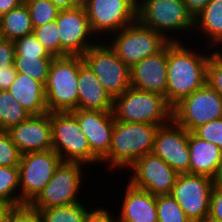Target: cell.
Here are the masks:
<instances>
[{"label":"cell","instance_id":"1","mask_svg":"<svg viewBox=\"0 0 222 222\" xmlns=\"http://www.w3.org/2000/svg\"><path fill=\"white\" fill-rule=\"evenodd\" d=\"M180 42L167 44L166 100L172 107L207 82L210 59V54L201 55Z\"/></svg>","mask_w":222,"mask_h":222},{"label":"cell","instance_id":"2","mask_svg":"<svg viewBox=\"0 0 222 222\" xmlns=\"http://www.w3.org/2000/svg\"><path fill=\"white\" fill-rule=\"evenodd\" d=\"M161 125L116 121L108 155L101 161L109 168H129L137 159L153 151L155 134Z\"/></svg>","mask_w":222,"mask_h":222},{"label":"cell","instance_id":"3","mask_svg":"<svg viewBox=\"0 0 222 222\" xmlns=\"http://www.w3.org/2000/svg\"><path fill=\"white\" fill-rule=\"evenodd\" d=\"M112 113L116 121L126 123L165 125L173 120V107L166 97L134 87L114 99Z\"/></svg>","mask_w":222,"mask_h":222},{"label":"cell","instance_id":"4","mask_svg":"<svg viewBox=\"0 0 222 222\" xmlns=\"http://www.w3.org/2000/svg\"><path fill=\"white\" fill-rule=\"evenodd\" d=\"M82 56L54 57L45 84L48 112L78 109L79 68Z\"/></svg>","mask_w":222,"mask_h":222},{"label":"cell","instance_id":"5","mask_svg":"<svg viewBox=\"0 0 222 222\" xmlns=\"http://www.w3.org/2000/svg\"><path fill=\"white\" fill-rule=\"evenodd\" d=\"M137 19L169 42H179L169 32L194 30V17L183 0H138Z\"/></svg>","mask_w":222,"mask_h":222},{"label":"cell","instance_id":"6","mask_svg":"<svg viewBox=\"0 0 222 222\" xmlns=\"http://www.w3.org/2000/svg\"><path fill=\"white\" fill-rule=\"evenodd\" d=\"M52 149L64 162H78L87 166L100 164L92 155L87 137L71 111L50 112Z\"/></svg>","mask_w":222,"mask_h":222},{"label":"cell","instance_id":"7","mask_svg":"<svg viewBox=\"0 0 222 222\" xmlns=\"http://www.w3.org/2000/svg\"><path fill=\"white\" fill-rule=\"evenodd\" d=\"M109 46L131 68L148 56L161 51L169 41L159 32L143 25L138 19L114 33Z\"/></svg>","mask_w":222,"mask_h":222},{"label":"cell","instance_id":"8","mask_svg":"<svg viewBox=\"0 0 222 222\" xmlns=\"http://www.w3.org/2000/svg\"><path fill=\"white\" fill-rule=\"evenodd\" d=\"M82 58L113 99L131 87L130 68L105 41L91 46Z\"/></svg>","mask_w":222,"mask_h":222},{"label":"cell","instance_id":"9","mask_svg":"<svg viewBox=\"0 0 222 222\" xmlns=\"http://www.w3.org/2000/svg\"><path fill=\"white\" fill-rule=\"evenodd\" d=\"M61 162V157L53 149L21 155L18 166L20 206L30 204L38 196Z\"/></svg>","mask_w":222,"mask_h":222},{"label":"cell","instance_id":"10","mask_svg":"<svg viewBox=\"0 0 222 222\" xmlns=\"http://www.w3.org/2000/svg\"><path fill=\"white\" fill-rule=\"evenodd\" d=\"M84 164L64 162L56 168L52 179L29 204L35 210L79 203L78 191L81 188ZM82 181V182H81Z\"/></svg>","mask_w":222,"mask_h":222},{"label":"cell","instance_id":"11","mask_svg":"<svg viewBox=\"0 0 222 222\" xmlns=\"http://www.w3.org/2000/svg\"><path fill=\"white\" fill-rule=\"evenodd\" d=\"M221 118L222 96L207 82L173 107V120L189 132Z\"/></svg>","mask_w":222,"mask_h":222},{"label":"cell","instance_id":"12","mask_svg":"<svg viewBox=\"0 0 222 222\" xmlns=\"http://www.w3.org/2000/svg\"><path fill=\"white\" fill-rule=\"evenodd\" d=\"M82 5L94 36L116 33L137 20L138 0H82Z\"/></svg>","mask_w":222,"mask_h":222},{"label":"cell","instance_id":"13","mask_svg":"<svg viewBox=\"0 0 222 222\" xmlns=\"http://www.w3.org/2000/svg\"><path fill=\"white\" fill-rule=\"evenodd\" d=\"M214 187L212 178L197 174H179L171 196L183 209L191 222L209 215L210 199Z\"/></svg>","mask_w":222,"mask_h":222},{"label":"cell","instance_id":"14","mask_svg":"<svg viewBox=\"0 0 222 222\" xmlns=\"http://www.w3.org/2000/svg\"><path fill=\"white\" fill-rule=\"evenodd\" d=\"M60 37V57L82 56L97 42L91 31L88 17L83 5L76 8L60 10L56 18ZM88 40V41H87Z\"/></svg>","mask_w":222,"mask_h":222},{"label":"cell","instance_id":"15","mask_svg":"<svg viewBox=\"0 0 222 222\" xmlns=\"http://www.w3.org/2000/svg\"><path fill=\"white\" fill-rule=\"evenodd\" d=\"M128 169L133 172L129 183L155 196L171 194L179 175L153 152L137 159Z\"/></svg>","mask_w":222,"mask_h":222},{"label":"cell","instance_id":"16","mask_svg":"<svg viewBox=\"0 0 222 222\" xmlns=\"http://www.w3.org/2000/svg\"><path fill=\"white\" fill-rule=\"evenodd\" d=\"M189 131L174 120L159 126L153 153L165 161L178 174H190Z\"/></svg>","mask_w":222,"mask_h":222},{"label":"cell","instance_id":"17","mask_svg":"<svg viewBox=\"0 0 222 222\" xmlns=\"http://www.w3.org/2000/svg\"><path fill=\"white\" fill-rule=\"evenodd\" d=\"M71 112L87 137L92 155L101 163L110 151L115 123L112 111L75 109Z\"/></svg>","mask_w":222,"mask_h":222},{"label":"cell","instance_id":"18","mask_svg":"<svg viewBox=\"0 0 222 222\" xmlns=\"http://www.w3.org/2000/svg\"><path fill=\"white\" fill-rule=\"evenodd\" d=\"M21 154L52 149L50 112L31 115L27 120L7 130Z\"/></svg>","mask_w":222,"mask_h":222},{"label":"cell","instance_id":"19","mask_svg":"<svg viewBox=\"0 0 222 222\" xmlns=\"http://www.w3.org/2000/svg\"><path fill=\"white\" fill-rule=\"evenodd\" d=\"M131 87L166 97L167 45L130 68Z\"/></svg>","mask_w":222,"mask_h":222},{"label":"cell","instance_id":"20","mask_svg":"<svg viewBox=\"0 0 222 222\" xmlns=\"http://www.w3.org/2000/svg\"><path fill=\"white\" fill-rule=\"evenodd\" d=\"M122 207L117 222H158L156 196L136 188L129 182L125 187Z\"/></svg>","mask_w":222,"mask_h":222},{"label":"cell","instance_id":"21","mask_svg":"<svg viewBox=\"0 0 222 222\" xmlns=\"http://www.w3.org/2000/svg\"><path fill=\"white\" fill-rule=\"evenodd\" d=\"M78 86V109L113 110L114 99L85 63L79 68Z\"/></svg>","mask_w":222,"mask_h":222},{"label":"cell","instance_id":"22","mask_svg":"<svg viewBox=\"0 0 222 222\" xmlns=\"http://www.w3.org/2000/svg\"><path fill=\"white\" fill-rule=\"evenodd\" d=\"M8 90L31 115H42L48 112L45 86L41 82L17 72L15 81Z\"/></svg>","mask_w":222,"mask_h":222},{"label":"cell","instance_id":"23","mask_svg":"<svg viewBox=\"0 0 222 222\" xmlns=\"http://www.w3.org/2000/svg\"><path fill=\"white\" fill-rule=\"evenodd\" d=\"M190 174L213 177L222 158V150L214 143L189 132Z\"/></svg>","mask_w":222,"mask_h":222},{"label":"cell","instance_id":"24","mask_svg":"<svg viewBox=\"0 0 222 222\" xmlns=\"http://www.w3.org/2000/svg\"><path fill=\"white\" fill-rule=\"evenodd\" d=\"M196 29L207 36L209 48L222 45V0H211L194 17V31Z\"/></svg>","mask_w":222,"mask_h":222},{"label":"cell","instance_id":"25","mask_svg":"<svg viewBox=\"0 0 222 222\" xmlns=\"http://www.w3.org/2000/svg\"><path fill=\"white\" fill-rule=\"evenodd\" d=\"M33 29L30 12L25 2L0 17V38L2 39L15 41L33 34Z\"/></svg>","mask_w":222,"mask_h":222},{"label":"cell","instance_id":"26","mask_svg":"<svg viewBox=\"0 0 222 222\" xmlns=\"http://www.w3.org/2000/svg\"><path fill=\"white\" fill-rule=\"evenodd\" d=\"M53 59L54 56L15 55L14 64L17 72L26 74L45 86Z\"/></svg>","mask_w":222,"mask_h":222},{"label":"cell","instance_id":"27","mask_svg":"<svg viewBox=\"0 0 222 222\" xmlns=\"http://www.w3.org/2000/svg\"><path fill=\"white\" fill-rule=\"evenodd\" d=\"M30 116L31 114L15 100L9 90L0 91V130L7 131Z\"/></svg>","mask_w":222,"mask_h":222},{"label":"cell","instance_id":"28","mask_svg":"<svg viewBox=\"0 0 222 222\" xmlns=\"http://www.w3.org/2000/svg\"><path fill=\"white\" fill-rule=\"evenodd\" d=\"M88 211L83 202L38 210L42 222H83Z\"/></svg>","mask_w":222,"mask_h":222},{"label":"cell","instance_id":"29","mask_svg":"<svg viewBox=\"0 0 222 222\" xmlns=\"http://www.w3.org/2000/svg\"><path fill=\"white\" fill-rule=\"evenodd\" d=\"M18 166H0V201L20 206ZM17 192V193H16Z\"/></svg>","mask_w":222,"mask_h":222},{"label":"cell","instance_id":"30","mask_svg":"<svg viewBox=\"0 0 222 222\" xmlns=\"http://www.w3.org/2000/svg\"><path fill=\"white\" fill-rule=\"evenodd\" d=\"M158 222H191L171 194L156 196Z\"/></svg>","mask_w":222,"mask_h":222},{"label":"cell","instance_id":"31","mask_svg":"<svg viewBox=\"0 0 222 222\" xmlns=\"http://www.w3.org/2000/svg\"><path fill=\"white\" fill-rule=\"evenodd\" d=\"M27 5L33 28L56 20L59 9L49 0H24Z\"/></svg>","mask_w":222,"mask_h":222},{"label":"cell","instance_id":"32","mask_svg":"<svg viewBox=\"0 0 222 222\" xmlns=\"http://www.w3.org/2000/svg\"><path fill=\"white\" fill-rule=\"evenodd\" d=\"M33 35L54 57H60V37L56 20L33 29Z\"/></svg>","mask_w":222,"mask_h":222},{"label":"cell","instance_id":"33","mask_svg":"<svg viewBox=\"0 0 222 222\" xmlns=\"http://www.w3.org/2000/svg\"><path fill=\"white\" fill-rule=\"evenodd\" d=\"M21 152L12 142L9 133L0 130V166H19Z\"/></svg>","mask_w":222,"mask_h":222},{"label":"cell","instance_id":"34","mask_svg":"<svg viewBox=\"0 0 222 222\" xmlns=\"http://www.w3.org/2000/svg\"><path fill=\"white\" fill-rule=\"evenodd\" d=\"M15 55L52 56L33 35H27L14 41Z\"/></svg>","mask_w":222,"mask_h":222},{"label":"cell","instance_id":"35","mask_svg":"<svg viewBox=\"0 0 222 222\" xmlns=\"http://www.w3.org/2000/svg\"><path fill=\"white\" fill-rule=\"evenodd\" d=\"M207 65V83L222 96V52H211Z\"/></svg>","mask_w":222,"mask_h":222},{"label":"cell","instance_id":"36","mask_svg":"<svg viewBox=\"0 0 222 222\" xmlns=\"http://www.w3.org/2000/svg\"><path fill=\"white\" fill-rule=\"evenodd\" d=\"M192 132L198 138L214 143L222 150V118L200 125Z\"/></svg>","mask_w":222,"mask_h":222},{"label":"cell","instance_id":"37","mask_svg":"<svg viewBox=\"0 0 222 222\" xmlns=\"http://www.w3.org/2000/svg\"><path fill=\"white\" fill-rule=\"evenodd\" d=\"M7 222H42L39 212L29 204L13 207Z\"/></svg>","mask_w":222,"mask_h":222},{"label":"cell","instance_id":"38","mask_svg":"<svg viewBox=\"0 0 222 222\" xmlns=\"http://www.w3.org/2000/svg\"><path fill=\"white\" fill-rule=\"evenodd\" d=\"M14 41L0 38V70L14 64Z\"/></svg>","mask_w":222,"mask_h":222},{"label":"cell","instance_id":"39","mask_svg":"<svg viewBox=\"0 0 222 222\" xmlns=\"http://www.w3.org/2000/svg\"><path fill=\"white\" fill-rule=\"evenodd\" d=\"M209 216L222 221V186L214 185L212 189Z\"/></svg>","mask_w":222,"mask_h":222},{"label":"cell","instance_id":"40","mask_svg":"<svg viewBox=\"0 0 222 222\" xmlns=\"http://www.w3.org/2000/svg\"><path fill=\"white\" fill-rule=\"evenodd\" d=\"M112 215V216H111ZM115 217L111 214L107 209L96 207V209H90L84 219L83 222H114Z\"/></svg>","mask_w":222,"mask_h":222},{"label":"cell","instance_id":"41","mask_svg":"<svg viewBox=\"0 0 222 222\" xmlns=\"http://www.w3.org/2000/svg\"><path fill=\"white\" fill-rule=\"evenodd\" d=\"M17 71L15 64L5 67L0 70V91H5L10 88L12 83L15 81Z\"/></svg>","mask_w":222,"mask_h":222},{"label":"cell","instance_id":"42","mask_svg":"<svg viewBox=\"0 0 222 222\" xmlns=\"http://www.w3.org/2000/svg\"><path fill=\"white\" fill-rule=\"evenodd\" d=\"M193 17L200 13L211 0H183Z\"/></svg>","mask_w":222,"mask_h":222},{"label":"cell","instance_id":"43","mask_svg":"<svg viewBox=\"0 0 222 222\" xmlns=\"http://www.w3.org/2000/svg\"><path fill=\"white\" fill-rule=\"evenodd\" d=\"M59 10L72 9L82 5V0H49Z\"/></svg>","mask_w":222,"mask_h":222},{"label":"cell","instance_id":"44","mask_svg":"<svg viewBox=\"0 0 222 222\" xmlns=\"http://www.w3.org/2000/svg\"><path fill=\"white\" fill-rule=\"evenodd\" d=\"M23 2L24 0H0V17Z\"/></svg>","mask_w":222,"mask_h":222},{"label":"cell","instance_id":"45","mask_svg":"<svg viewBox=\"0 0 222 222\" xmlns=\"http://www.w3.org/2000/svg\"><path fill=\"white\" fill-rule=\"evenodd\" d=\"M13 205L0 201V222H7L10 211Z\"/></svg>","mask_w":222,"mask_h":222},{"label":"cell","instance_id":"46","mask_svg":"<svg viewBox=\"0 0 222 222\" xmlns=\"http://www.w3.org/2000/svg\"><path fill=\"white\" fill-rule=\"evenodd\" d=\"M214 185L222 186V158L220 160L219 166L215 172V175L212 177Z\"/></svg>","mask_w":222,"mask_h":222},{"label":"cell","instance_id":"47","mask_svg":"<svg viewBox=\"0 0 222 222\" xmlns=\"http://www.w3.org/2000/svg\"><path fill=\"white\" fill-rule=\"evenodd\" d=\"M196 222H222V221L221 220H217V219H215V218H213V217L208 215V216H206V217H204L201 220L196 221Z\"/></svg>","mask_w":222,"mask_h":222}]
</instances>
